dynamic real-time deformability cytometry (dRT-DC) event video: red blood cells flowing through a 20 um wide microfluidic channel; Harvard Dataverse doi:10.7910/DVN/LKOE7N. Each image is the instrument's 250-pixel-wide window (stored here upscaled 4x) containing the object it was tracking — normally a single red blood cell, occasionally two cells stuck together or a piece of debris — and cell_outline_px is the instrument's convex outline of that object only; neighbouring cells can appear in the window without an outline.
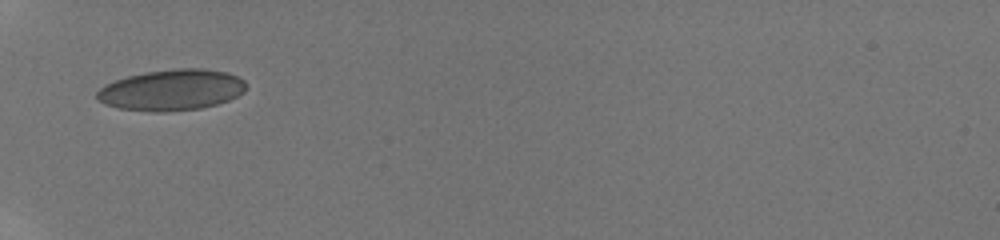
{"species": "human", "species_latin": "Homo sapiens", "temperature_condition": "room temperature", "stored_images_in_passage": 38, "camera_frame_rate_fps": 3000, "um_per_image_px": 0.085, "donor": {"sex": "male"}, "frame": {"image": 1, "passage_image": 1, "time_ms": 0.0, "image_size_px": [1000, 240], "cell_outline_px": [[244, 92], [228, 100], [216, 104], [200, 108], [164, 112], [156, 112], [120, 108], [104, 104], [96, 96], [96, 92], [104, 84], [128, 76], [144, 72], [176, 68], [204, 68], [224, 72], [236, 76], [244, 80]], "centroid_in_image_um": [14.56, 7.64], "position_along_channel_um": 70.4, "area_um2": 35.43}}
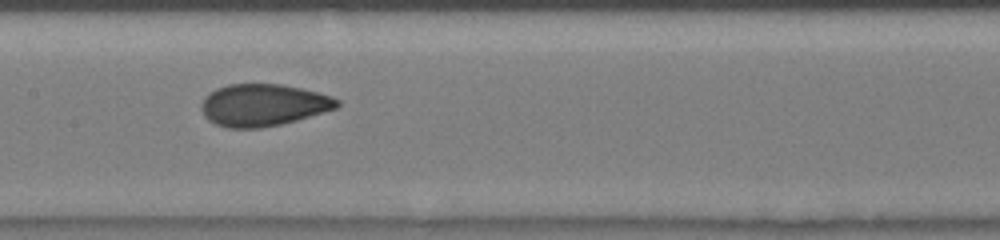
{"frame": {"image": 2, "passage_image": 19, "time_ms": 3.0, "image_size_px": [1000, 240], "cell_outline_px": [[340, 104], [336, 108], [296, 120], [280, 124], [260, 128], [228, 128], [216, 124], [208, 120], [204, 116], [200, 108], [200, 104], [204, 96], [216, 88], [228, 84], [280, 84], [300, 88], [332, 96], [340, 100]], "centroid_in_image_um": [22.33, 8.92], "position_along_channel_um": 185.1, "area_um2": 33.29}}
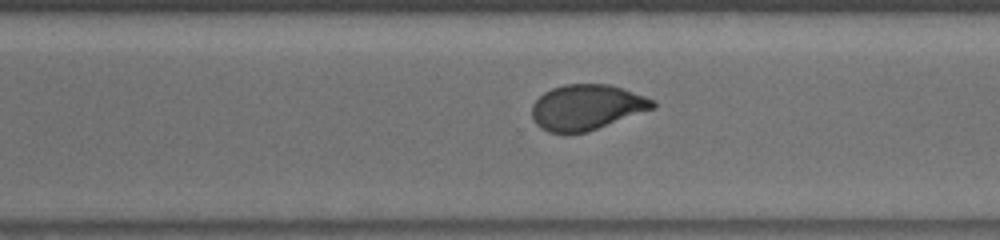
{"frame": {"image": 3, "passage_image": 33, "time_ms": 6.333, "image_size_px": [1000, 240], "cell_outline_px": [[656, 108], [584, 132], [548, 132], [540, 128], [536, 124], [532, 116], [532, 104], [544, 92], [552, 88], [564, 84], [608, 84], [656, 100]], "centroid_in_image_um": [49.85, 9.1], "position_along_channel_um": 320.7, "area_um2": 31.62}}